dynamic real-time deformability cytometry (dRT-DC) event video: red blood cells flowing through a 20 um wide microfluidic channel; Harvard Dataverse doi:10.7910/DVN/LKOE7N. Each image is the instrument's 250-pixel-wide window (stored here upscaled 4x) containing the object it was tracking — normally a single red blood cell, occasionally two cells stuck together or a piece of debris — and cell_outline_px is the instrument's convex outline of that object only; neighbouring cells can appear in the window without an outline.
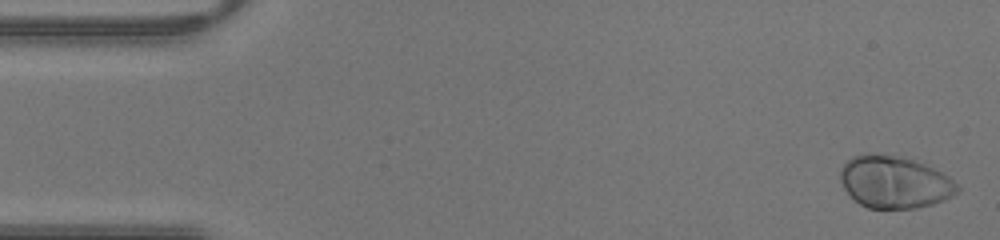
{"species": "human", "species_latin": "Homo sapiens", "temperature_condition": "warm", "stored_images_in_passage": 42, "camera_frame_rate_fps": 3000, "um_per_image_px": 0.085, "donor": {"sex": "male"}, "frame": {"image": 1, "passage_image": 1, "time_ms": 0.0, "image_size_px": [1000, 240], "cell_outline_px": [[960, 192], [944, 200], [932, 204], [916, 208], [868, 208], [860, 204], [844, 188], [840, 180], [840, 168], [852, 156], [868, 152], [896, 156], [916, 160], [948, 176], [960, 188]], "centroid_in_image_um": [76.02, 15.47], "position_along_channel_um": 9.0, "area_um2": 35.55}}
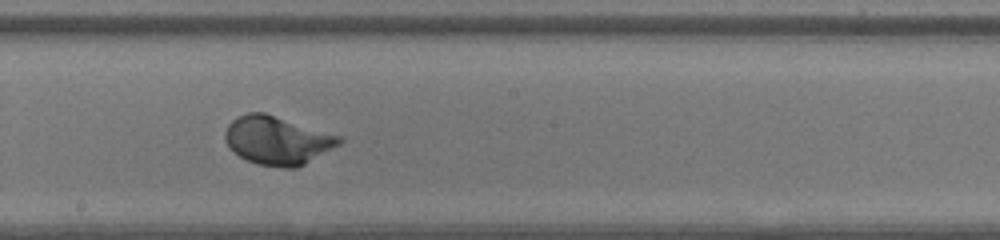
{"frame": {"image": 2, "passage_image": 23, "time_ms": 7.333, "image_size_px": [1000, 240], "cell_outline_px": [[344, 140], [340, 144], [304, 164], [296, 168], [284, 168], [256, 164], [232, 152], [228, 148], [224, 140], [224, 132], [228, 124], [236, 116], [248, 112], [264, 112], [344, 136]], "centroid_in_image_um": [23.56, 11.92], "position_along_channel_um": 224.6, "area_um2": 32.66}}
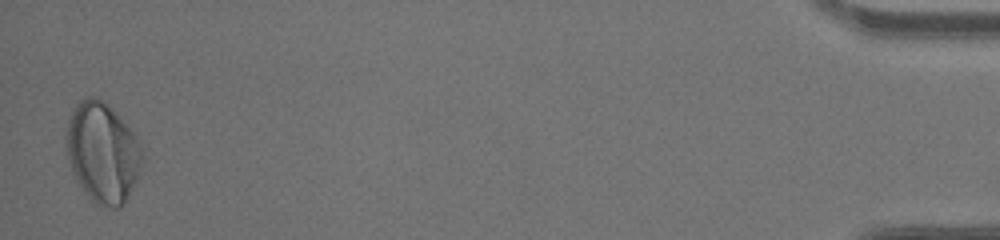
{"frame": {"image": 3, "passage_image": 42, "time_ms": 13.667, "image_size_px": [1000, 240], "cell_outline_px": [[144, 156], [136, 176], [124, 204], [120, 208], [100, 208], [84, 192], [76, 180], [72, 172], [68, 156], [64, 136], [68, 120], [76, 104], [80, 100], [88, 96], [92, 96], [104, 100], [108, 104], [132, 132], [140, 144], [144, 152]], "centroid_in_image_um": [8.68, 12.97], "position_along_channel_um": 426.5, "area_um2": 44.27}}